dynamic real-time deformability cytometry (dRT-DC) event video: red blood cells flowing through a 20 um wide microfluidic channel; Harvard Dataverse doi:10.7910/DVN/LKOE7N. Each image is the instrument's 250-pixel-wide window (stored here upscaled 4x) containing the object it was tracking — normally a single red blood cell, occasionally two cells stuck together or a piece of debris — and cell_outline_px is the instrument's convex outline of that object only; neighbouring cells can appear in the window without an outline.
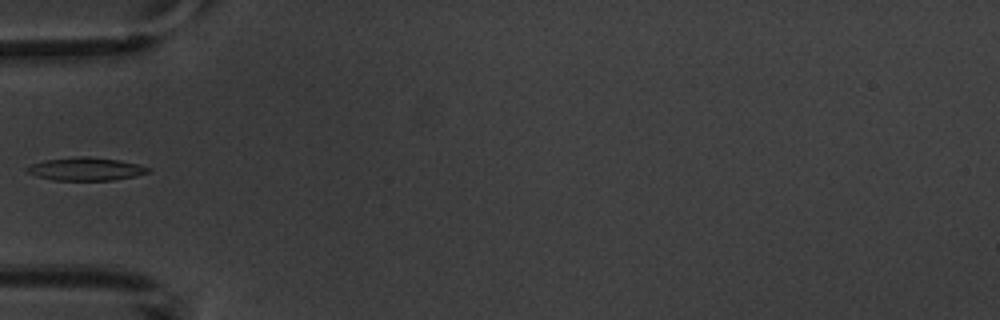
{"species": "common noctule bat (a hibernating species)", "species_latin": "Nyctalus noctula", "temperature_condition": "warm", "stored_images_in_passage": 8, "camera_frame_rate_fps": 3000, "um_per_image_px": 0.085, "animal": {"sex": "male", "body_mass_g": 20.1, "forearm_length_mm": 53.5}, "frame": {"image": 1, "passage_image": 6, "time_ms": 6.0, "image_size_px": [1000, 320], "cell_outline_px": [[152, 168], [148, 172], [136, 176], [112, 180], [52, 180], [36, 176], [28, 172], [24, 168], [32, 164], [44, 160], [80, 156], [88, 156], [120, 160]], "centroid_in_image_um": [7.28, 14.36], "position_along_channel_um": 77.7, "area_um2": 16.24}}
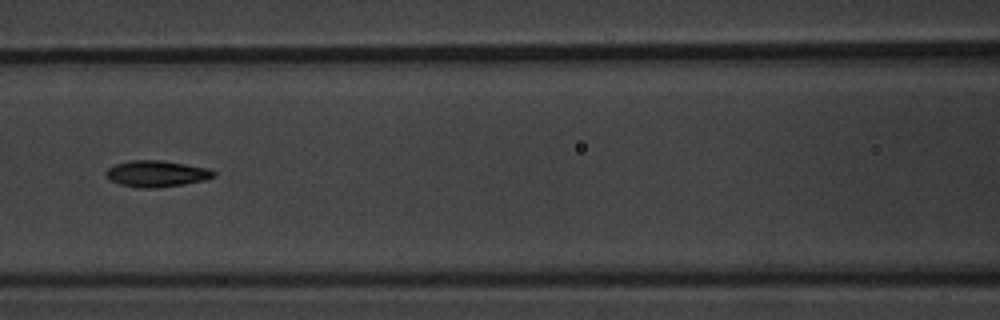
{"frame": {"image": 2, "passage_image": 8, "time_ms": 8.0, "image_size_px": [1000, 320], "cell_outline_px": [[216, 176], [204, 180], [184, 184], [156, 188], [136, 188], [120, 184], [112, 180], [104, 172], [108, 168], [116, 164], [132, 160], [160, 160], [208, 168], [216, 172]], "centroid_in_image_um": [13.32, 14.77], "position_along_channel_um": 153.3, "area_um2": 16.42}}